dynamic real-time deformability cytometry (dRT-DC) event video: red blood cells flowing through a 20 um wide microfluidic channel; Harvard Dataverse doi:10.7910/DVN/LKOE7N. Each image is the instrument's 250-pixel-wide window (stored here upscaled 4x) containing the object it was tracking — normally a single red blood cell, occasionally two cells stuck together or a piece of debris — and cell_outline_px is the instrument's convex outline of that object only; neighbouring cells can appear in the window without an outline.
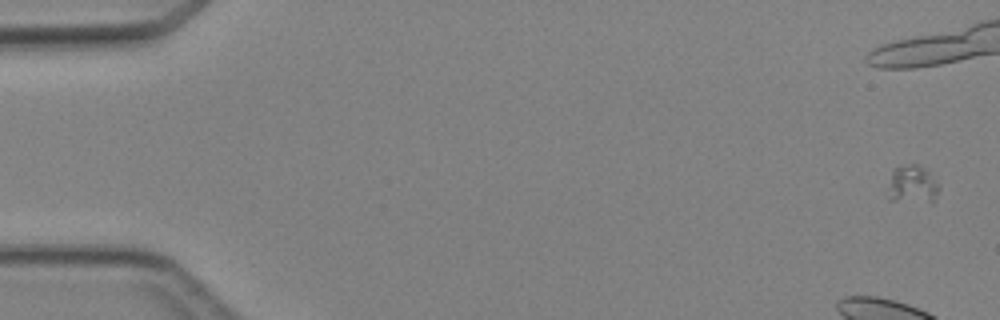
{"species": "Egyptian fruit bat (a non-hibernating species)", "species_latin": "Rousettus aegyptiacus", "temperature_condition": "cold", "stored_images_in_passage": 7, "segment_of_instrument_passage": [1, 2], "camera_frame_rate_fps": 3000, "um_per_image_px": 0.085, "animal": {"sex": "female"}, "frame": {"image": 1, "passage_image": 1, "time_ms": 0.0, "image_size_px": [1000, 320], "cell_outline_px": [[940, 188], [936, 200], [932, 204], [888, 200], [892, 172], [896, 168], [908, 164], [920, 164], [928, 172]], "centroid_in_image_um": [77.61, 15.74], "position_along_channel_um": 7.4, "area_um2": 11.44}}